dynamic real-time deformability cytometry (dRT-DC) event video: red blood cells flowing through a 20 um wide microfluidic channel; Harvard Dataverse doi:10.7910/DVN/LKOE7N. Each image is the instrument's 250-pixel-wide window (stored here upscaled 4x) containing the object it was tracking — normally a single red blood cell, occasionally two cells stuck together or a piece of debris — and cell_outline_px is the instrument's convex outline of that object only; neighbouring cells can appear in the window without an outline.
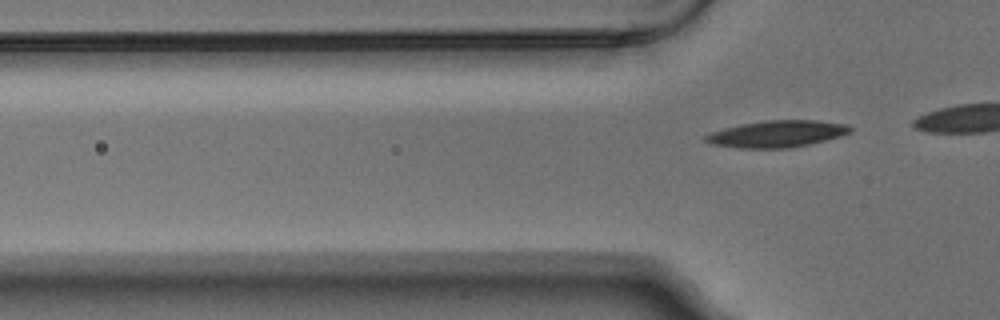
{"species": "Egyptian fruit bat (a non-hibernating species)", "species_latin": "Rousettus aegyptiacus", "temperature_condition": "warm", "stored_images_in_passage": 4, "camera_frame_rate_fps": 3000, "um_per_image_px": 0.085, "animal": {"sex": "male"}, "frame": {"image": 1, "passage_image": 4, "time_ms": 1.0, "image_size_px": [1000, 320], "cell_outline_px": [[852, 128], [848, 132], [840, 136], [808, 144], [788, 148], [736, 148], [712, 144], [704, 140], [704, 136], [712, 132], [724, 128], [740, 124], [768, 120], [816, 120], [848, 124]], "centroid_in_image_um": [66.02, 11.37], "position_along_channel_um": 59.8, "area_um2": 22.37}}